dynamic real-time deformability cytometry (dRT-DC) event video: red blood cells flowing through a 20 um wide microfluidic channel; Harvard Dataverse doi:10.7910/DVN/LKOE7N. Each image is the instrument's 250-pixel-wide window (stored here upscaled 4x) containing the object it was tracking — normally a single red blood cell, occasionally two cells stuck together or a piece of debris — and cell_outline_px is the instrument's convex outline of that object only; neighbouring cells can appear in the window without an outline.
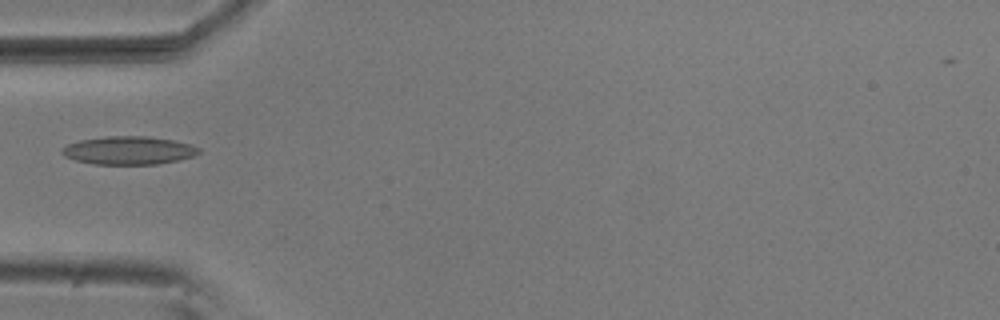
{"species": "common noctule bat (a hibernating species)", "species_latin": "Nyctalus noctula", "temperature_condition": "room temperature", "stored_images_in_passage": 4, "camera_frame_rate_fps": 3000, "um_per_image_px": 0.085, "animal": {"sex": "male", "body_mass_g": 20.5, "forearm_length_mm": 52.5}, "frame": {"image": 1, "passage_image": 3, "time_ms": 0.667, "image_size_px": [1000, 320], "cell_outline_px": [[200, 152], [192, 156], [176, 160], [156, 164], [92, 164], [76, 160], [64, 156], [60, 152], [60, 148], [68, 144], [80, 140], [108, 136], [148, 136], [172, 140], [192, 144], [200, 148]], "centroid_in_image_um": [10.91, 12.78], "position_along_channel_um": 74.1, "area_um2": 22.43}}
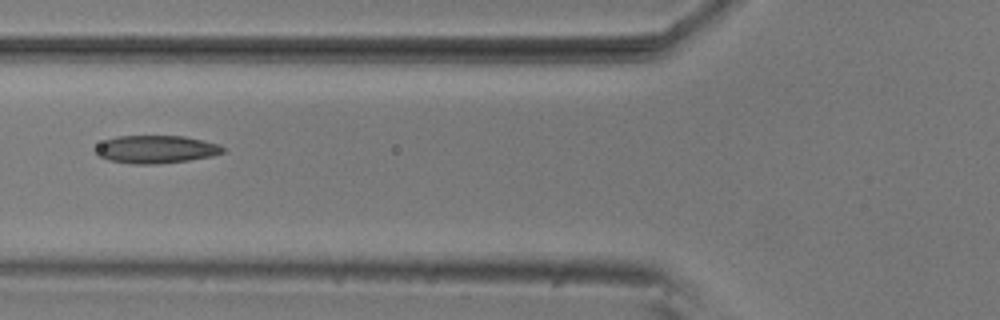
{"frame": {"image": 2, "passage_image": 4, "time_ms": 1.0, "image_size_px": [1000, 320], "cell_outline_px": [[224, 152], [212, 156], [188, 160], [152, 164], [132, 164], [108, 160], [96, 156], [92, 148], [104, 140], [116, 136], [184, 136], [204, 140], [220, 144], [224, 148]], "centroid_in_image_um": [13.2, 12.69], "position_along_channel_um": 112.6, "area_um2": 20.92}}